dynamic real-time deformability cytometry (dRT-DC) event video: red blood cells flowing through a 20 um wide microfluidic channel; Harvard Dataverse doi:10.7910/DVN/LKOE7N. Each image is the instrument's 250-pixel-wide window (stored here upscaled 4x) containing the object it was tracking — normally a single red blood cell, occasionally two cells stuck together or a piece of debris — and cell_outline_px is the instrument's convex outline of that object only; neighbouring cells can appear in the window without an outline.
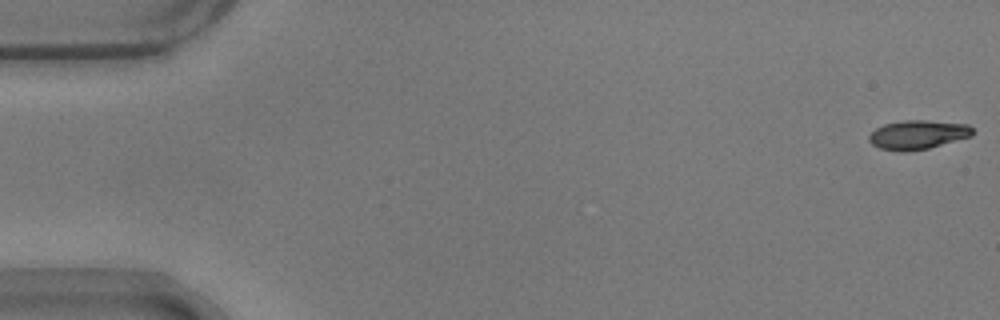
{"species": "common noctule bat (a hibernating species)", "species_latin": "Nyctalus noctula", "temperature_condition": "warm", "stored_images_in_passage": 48, "camera_frame_rate_fps": 3000, "um_per_image_px": 0.085, "animal": {"sex": "male", "body_mass_g": 17.9}, "frame": {"image": 1, "passage_image": 1, "time_ms": 0.0, "image_size_px": [1000, 320], "cell_outline_px": [[972, 136], [928, 148], [904, 152], [896, 152], [880, 148], [872, 144], [868, 140], [868, 136], [876, 128], [884, 124], [904, 120], [924, 120], [968, 124], [972, 128]], "centroid_in_image_um": [77.98, 11.45], "position_along_channel_um": 7.0, "area_um2": 17.51}}
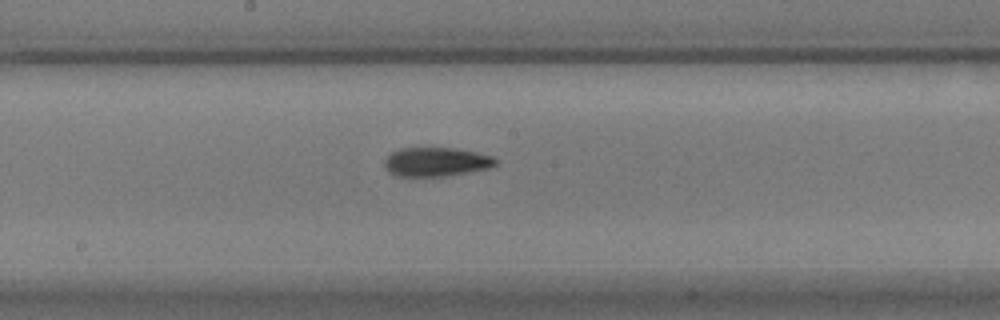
{"frame": {"image": 2, "passage_image": 29, "time_ms": 9.333, "image_size_px": [1000, 320], "cell_outline_px": [[496, 164], [488, 168], [444, 176], [396, 176], [388, 172], [384, 164], [384, 160], [392, 152], [400, 148], [452, 148], [476, 152], [492, 156], [496, 160]], "centroid_in_image_um": [37.03, 13.76], "position_along_channel_um": 211.2, "area_um2": 18.55}}
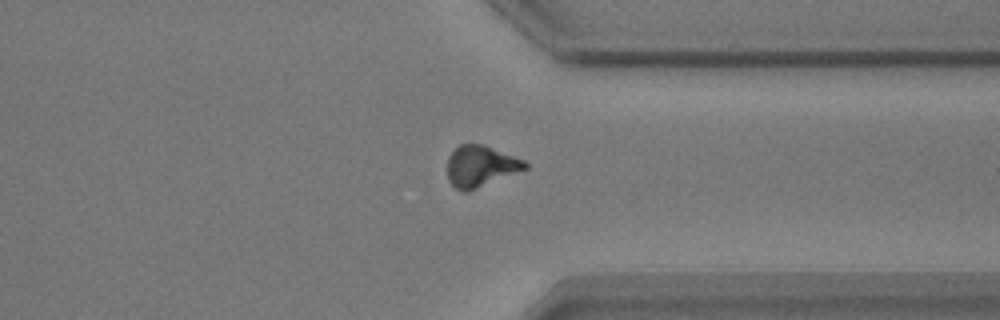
{"frame": {"image": 3, "passage_image": 42, "time_ms": 13.667, "image_size_px": [1000, 320], "cell_outline_px": [[528, 168], [468, 192], [464, 192], [456, 188], [448, 180], [448, 156], [460, 144], [484, 144], [524, 160], [528, 164]], "centroid_in_image_um": [40.85, 14.13], "position_along_channel_um": 370.5, "area_um2": 18.61}}